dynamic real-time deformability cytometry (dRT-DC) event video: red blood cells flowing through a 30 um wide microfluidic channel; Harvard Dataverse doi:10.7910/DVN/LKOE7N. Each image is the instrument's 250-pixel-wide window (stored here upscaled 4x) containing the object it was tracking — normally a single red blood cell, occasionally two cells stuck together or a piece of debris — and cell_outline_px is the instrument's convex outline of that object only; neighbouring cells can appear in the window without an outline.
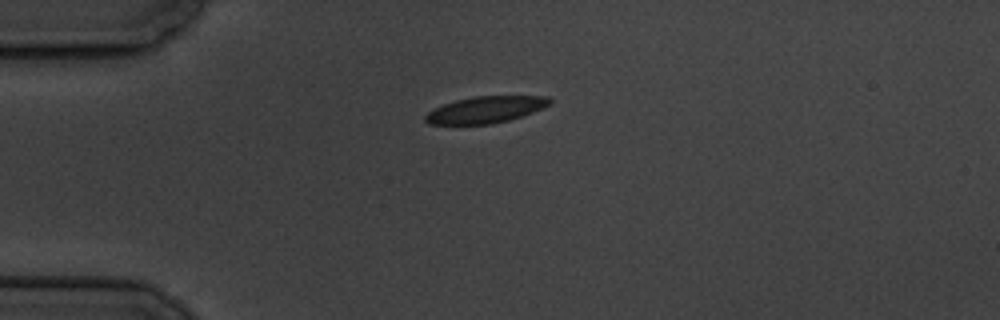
{"species": "common noctule bat (a hibernating species)", "species_latin": "Nyctalus noctula", "temperature_condition": "cold", "stored_images_in_passage": 2, "camera_frame_rate_fps": 3000, "um_per_image_px": 0.085, "animal": {"sex": "male", "body_mass_g": 19.5, "forearm_length_mm": 54.6}, "frame": {"image": 1, "passage_image": 1, "time_ms": 0.0, "image_size_px": [1000, 320], "cell_outline_px": [[552, 104], [544, 108], [508, 120], [492, 124], [428, 124], [424, 120], [424, 116], [428, 112], [444, 104], [456, 100], [472, 96], [548, 96], [552, 100]], "centroid_in_image_um": [41.29, 9.31], "position_along_channel_um": 43.7, "area_um2": 19.25}}